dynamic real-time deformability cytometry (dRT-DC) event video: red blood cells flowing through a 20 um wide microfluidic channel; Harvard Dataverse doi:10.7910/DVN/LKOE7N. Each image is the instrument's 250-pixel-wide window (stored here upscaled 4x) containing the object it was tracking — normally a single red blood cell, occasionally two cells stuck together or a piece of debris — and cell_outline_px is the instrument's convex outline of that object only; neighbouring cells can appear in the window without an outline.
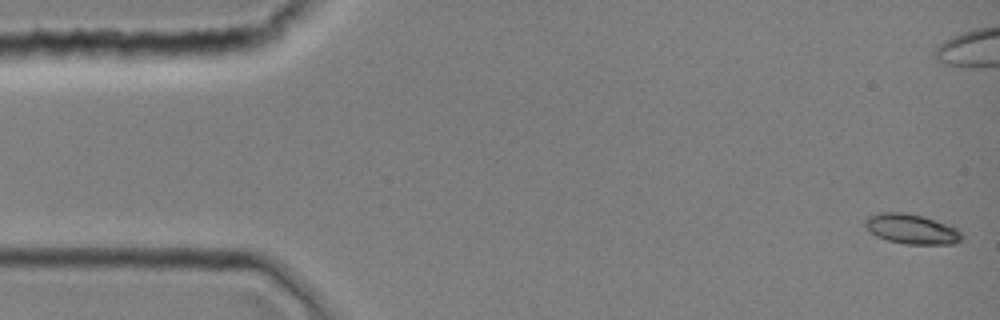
{"species": "common noctule bat (a hibernating species)", "species_latin": "Nyctalus noctula", "temperature_condition": "room temperature", "stored_images_in_passage": 5, "camera_frame_rate_fps": 3000, "um_per_image_px": 0.085, "animal": {"sex": "female", "body_mass_g": 19.0, "forearm_length_mm": 51.5}, "frame": {"image": 1, "passage_image": 1, "time_ms": 0.0, "image_size_px": [1000, 320], "cell_outline_px": [[964, 236], [960, 240], [952, 244], [908, 244], [888, 240], [876, 236], [864, 228], [864, 220], [868, 216], [876, 212], [904, 212], [920, 216], [948, 224], [956, 228]], "centroid_in_image_um": [77.43, 19.46], "position_along_channel_um": 7.6, "area_um2": 16.88}}